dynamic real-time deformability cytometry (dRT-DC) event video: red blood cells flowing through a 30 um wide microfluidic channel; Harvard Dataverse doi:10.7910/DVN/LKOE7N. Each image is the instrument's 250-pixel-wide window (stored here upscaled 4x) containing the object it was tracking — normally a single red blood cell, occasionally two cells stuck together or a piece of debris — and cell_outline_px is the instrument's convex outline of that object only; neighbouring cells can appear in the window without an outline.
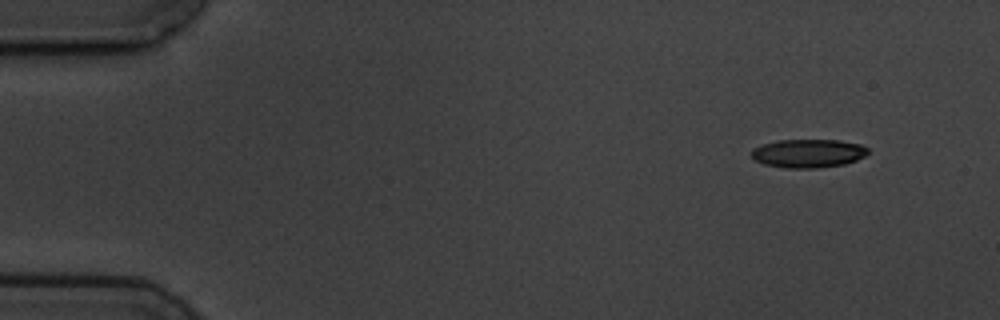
{"species": "common noctule bat (a hibernating species)", "species_latin": "Nyctalus noctula", "temperature_condition": "cold", "stored_images_in_passage": 9, "camera_frame_rate_fps": 3000, "um_per_image_px": 0.085, "animal": {"sex": "male", "body_mass_g": 19.5, "forearm_length_mm": 54.6}, "frame": {"image": 1, "passage_image": 1, "time_ms": 0.0, "image_size_px": [1000, 320], "cell_outline_px": [[868, 152], [864, 156], [856, 160], [844, 164], [816, 168], [784, 168], [764, 164], [756, 160], [752, 156], [752, 148], [760, 144], [776, 140], [840, 140], [860, 144], [868, 148]], "centroid_in_image_um": [68.67, 13.03], "position_along_channel_um": 16.3, "area_um2": 19.42}}
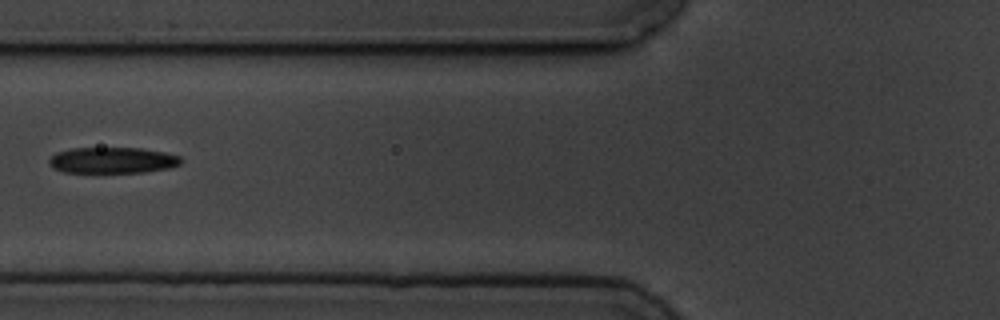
{"frame": {"image": 2, "passage_image": 6, "time_ms": 5.667, "image_size_px": [1000, 320], "cell_outline_px": [[180, 164], [168, 168], [144, 172], [100, 176], [64, 172], [52, 168], [48, 164], [48, 160], [56, 152], [72, 148], [140, 148], [164, 152], [180, 156]], "centroid_in_image_um": [9.47, 13.68], "position_along_channel_um": 116.3, "area_um2": 21.1}}
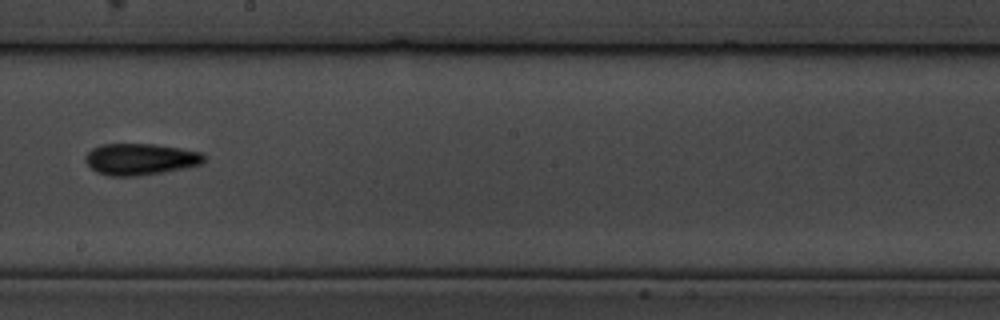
{"frame": {"image": 3, "passage_image": 9, "time_ms": 9.0, "image_size_px": [1000, 320], "cell_outline_px": [[208, 156], [204, 164], [164, 172], [136, 176], [108, 176], [96, 172], [84, 160], [84, 156], [92, 148], [104, 144], [156, 144], [180, 148], [200, 152]], "centroid_in_image_um": [11.96, 13.53], "position_along_channel_um": 236.2, "area_um2": 22.02}}